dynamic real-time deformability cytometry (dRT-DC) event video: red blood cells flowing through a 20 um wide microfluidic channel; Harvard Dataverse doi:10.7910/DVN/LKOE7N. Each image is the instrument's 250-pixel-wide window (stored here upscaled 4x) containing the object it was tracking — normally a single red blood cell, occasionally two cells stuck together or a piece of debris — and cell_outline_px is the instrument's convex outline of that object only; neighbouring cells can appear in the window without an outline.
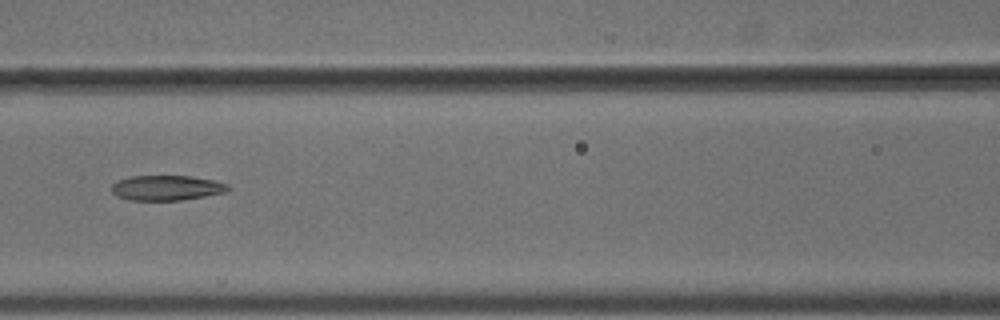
{"species": "common noctule bat (a hibernating species)", "species_latin": "Nyctalus noctula", "temperature_condition": "cold", "stored_images_in_passage": 4, "camera_frame_rate_fps": 3000, "um_per_image_px": 0.085, "animal": {"sex": "male", "body_mass_g": 18.8}, "frame": {"image": 1, "passage_image": 3, "time_ms": 0.667, "image_size_px": [1000, 320], "cell_outline_px": [[228, 188], [224, 192], [204, 196], [180, 200], [128, 200], [116, 196], [112, 192], [112, 184], [120, 180], [132, 176], [192, 176], [212, 180], [228, 184]], "centroid_in_image_um": [14.12, 15.97], "position_along_channel_um": 152.5, "area_um2": 16.76}}
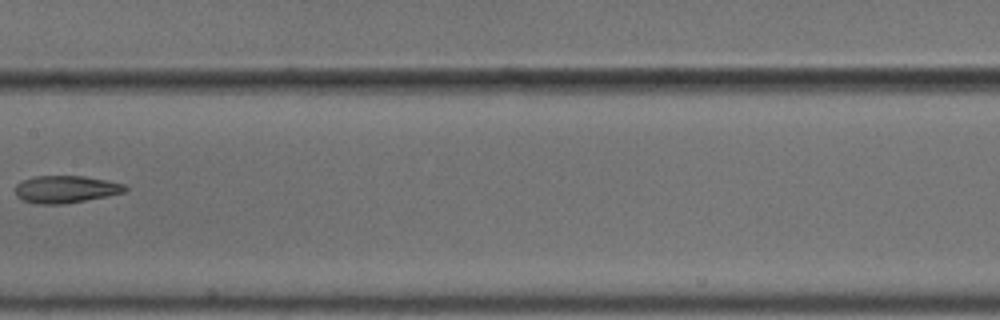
{"frame": {"image": 2, "passage_image": 4, "time_ms": 1.0, "image_size_px": [1000, 320], "cell_outline_px": [[128, 188], [124, 192], [108, 196], [64, 204], [36, 204], [24, 200], [16, 196], [16, 184], [20, 180], [36, 176], [84, 176], [124, 184]], "centroid_in_image_um": [5.56, 16.09], "position_along_channel_um": 201.8, "area_um2": 17.46}}